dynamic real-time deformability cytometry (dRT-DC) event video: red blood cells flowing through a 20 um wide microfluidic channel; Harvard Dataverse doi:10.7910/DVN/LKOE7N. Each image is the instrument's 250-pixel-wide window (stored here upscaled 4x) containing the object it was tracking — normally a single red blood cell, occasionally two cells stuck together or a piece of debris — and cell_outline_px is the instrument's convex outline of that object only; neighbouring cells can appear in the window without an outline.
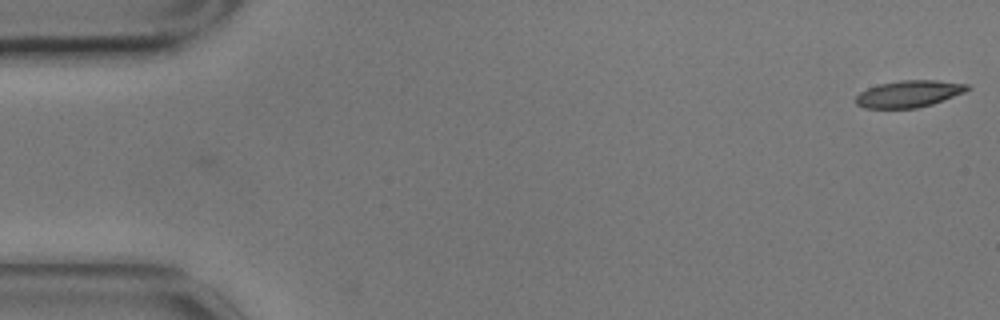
{"species": "common noctule bat (a hibernating species)", "species_latin": "Nyctalus noctula", "temperature_condition": "cold", "stored_images_in_passage": 57, "camera_frame_rate_fps": 3000, "um_per_image_px": 0.085, "animal": {"sex": "male", "body_mass_g": 17.9}, "frame": {"image": 1, "passage_image": 1, "time_ms": 0.0, "image_size_px": [1000, 320], "cell_outline_px": [[972, 88], [964, 92], [932, 104], [916, 108], [864, 108], [856, 104], [856, 96], [860, 92], [868, 88], [880, 84], [900, 80], [936, 80], [968, 84]], "centroid_in_image_um": [77.26, 7.97], "position_along_channel_um": 7.7, "area_um2": 17.34}}
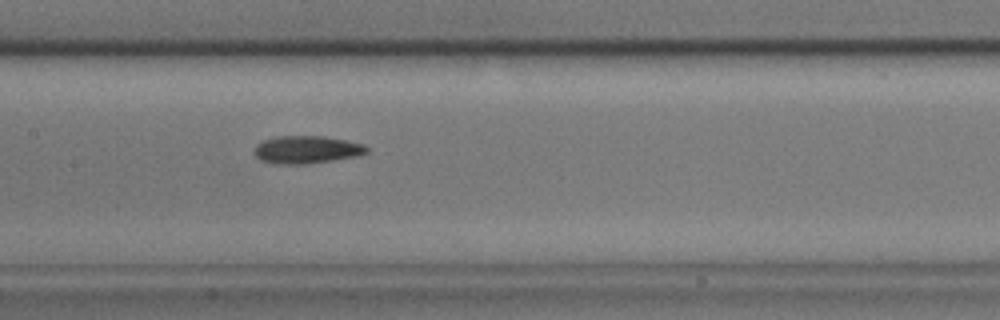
{"frame": {"image": 2, "passage_image": 27, "time_ms": 8.667, "image_size_px": [1000, 320], "cell_outline_px": [[368, 152], [360, 156], [304, 164], [276, 164], [260, 160], [252, 152], [256, 144], [264, 140], [276, 136], [324, 136], [364, 144], [368, 148]], "centroid_in_image_um": [26.05, 12.72], "position_along_channel_um": 181.4, "area_um2": 18.26}}
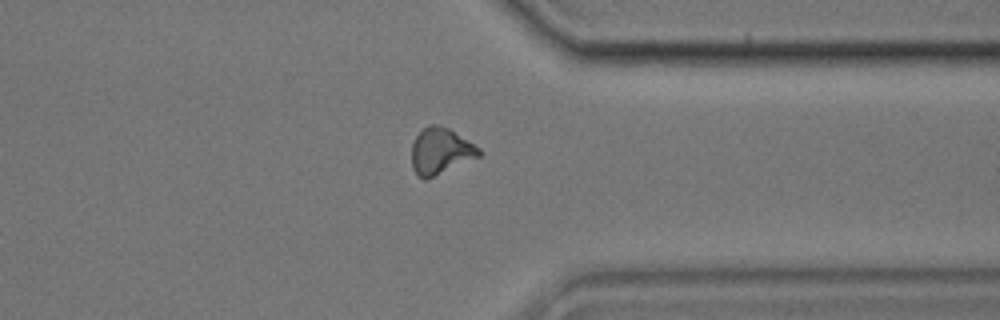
{"frame": {"image": 3, "passage_image": 44, "time_ms": 14.333, "image_size_px": [1000, 320], "cell_outline_px": [[484, 152], [480, 156], [424, 180], [416, 176], [412, 168], [412, 144], [416, 136], [428, 124], [436, 124], [448, 128], [480, 148]], "centroid_in_image_um": [37.43, 12.85], "position_along_channel_um": 374.0, "area_um2": 18.03}, "authors_computed_cell_mechanics": {"area_um2": 17.8024, "velocity_mm_per_s": 3.4733, "shape_relaxation_time_tau1_ms": 5.1753, "shape_relaxation_time_tau2_ms": 5.4414, "deformation_change_tau1": 0.1245, "deformation_change_tau2": 0.1248}}